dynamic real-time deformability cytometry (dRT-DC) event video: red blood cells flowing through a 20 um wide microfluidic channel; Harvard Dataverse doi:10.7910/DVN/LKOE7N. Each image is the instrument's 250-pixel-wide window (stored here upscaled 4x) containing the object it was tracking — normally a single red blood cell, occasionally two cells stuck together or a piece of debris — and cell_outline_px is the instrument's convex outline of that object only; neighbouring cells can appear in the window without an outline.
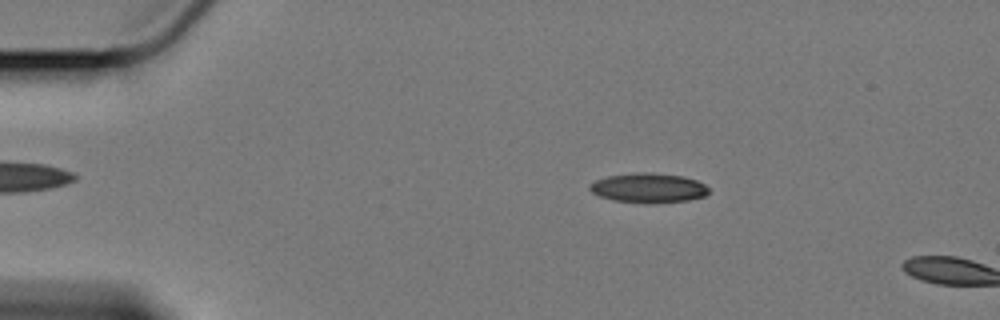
{"species": "Egyptian fruit bat (a non-hibernating species)", "species_latin": "Rousettus aegyptiacus", "temperature_condition": "cold", "stored_images_in_passage": 13, "camera_frame_rate_fps": 3000, "um_per_image_px": 0.085, "animal": {"sex": "female"}, "frame": {"image": 1, "passage_image": 10, "time_ms": 3.0, "image_size_px": [1000, 320], "cell_outline_px": [[708, 192], [704, 196], [688, 200], [612, 200], [600, 196], [592, 192], [588, 188], [588, 184], [596, 180], [608, 176], [632, 172], [652, 172], [684, 176], [696, 180], [704, 184], [708, 188]], "centroid_in_image_um": [55.08, 15.9], "position_along_channel_um": 29.9, "area_um2": 19.65}}